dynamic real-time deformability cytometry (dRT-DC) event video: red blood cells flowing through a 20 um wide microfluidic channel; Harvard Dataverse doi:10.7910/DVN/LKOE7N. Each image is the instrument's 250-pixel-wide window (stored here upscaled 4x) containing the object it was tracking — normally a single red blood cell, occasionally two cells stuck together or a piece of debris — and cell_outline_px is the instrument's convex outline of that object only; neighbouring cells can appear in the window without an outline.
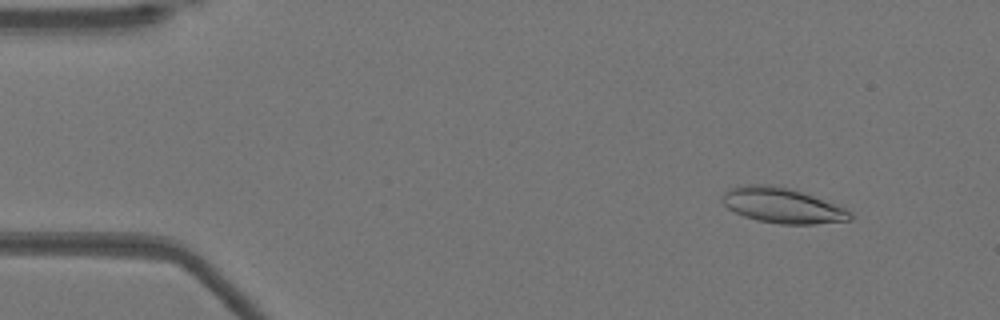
{"species": "Egyptian fruit bat (a non-hibernating species)", "species_latin": "Rousettus aegyptiacus", "temperature_condition": "warm", "stored_images_in_passage": 51, "camera_frame_rate_fps": 3000, "um_per_image_px": 0.085, "animal": {"sex": "female"}, "frame": {"image": 1, "passage_image": 5, "time_ms": 1.333, "image_size_px": [1000, 320], "cell_outline_px": [[852, 220], [812, 224], [780, 224], [756, 220], [744, 216], [728, 208], [724, 204], [720, 196], [728, 188], [744, 184], [772, 184], [788, 188], [812, 196], [844, 208], [852, 212]], "centroid_in_image_um": [66.44, 17.46], "position_along_channel_um": 18.6, "area_um2": 26.13}}
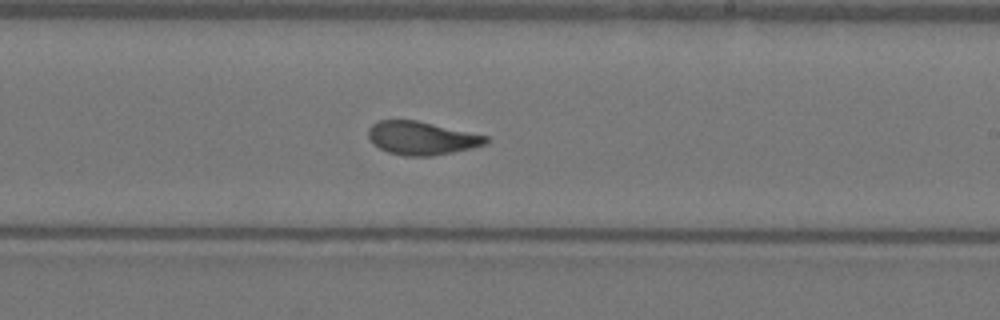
{"frame": {"image": 2, "passage_image": 30, "time_ms": 9.667, "image_size_px": [1000, 320], "cell_outline_px": [[488, 144], [472, 148], [432, 156], [404, 156], [388, 152], [380, 148], [368, 136], [368, 128], [372, 124], [380, 120], [416, 120], [488, 136]], "centroid_in_image_um": [35.86, 11.74], "position_along_channel_um": 253.1, "area_um2": 22.66}}
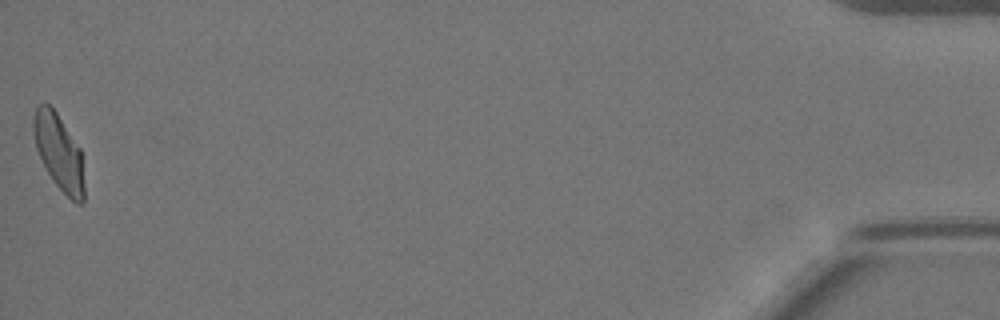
{"frame": {"image": 3, "passage_image": 51, "time_ms": 16.667, "image_size_px": [1000, 320], "cell_outline_px": [[84, 204], [76, 204], [56, 184], [48, 172], [36, 148], [32, 132], [32, 120], [36, 104], [48, 104], [56, 112], [80, 148], [84, 184]], "centroid_in_image_um": [4.99, 12.92], "position_along_channel_um": 430.2, "area_um2": 22.2}, "authors_computed_cell_mechanics": {"area_um2": 23.4668, "velocity_mm_per_s": 3.9252, "shape_relaxation_time_tau1_ms": 7.7679, "shape_relaxation_time_tau2_ms": 1.4134, "deformation_change_tau1": 0.2373, "deformation_change_tau2": 0.0799}}